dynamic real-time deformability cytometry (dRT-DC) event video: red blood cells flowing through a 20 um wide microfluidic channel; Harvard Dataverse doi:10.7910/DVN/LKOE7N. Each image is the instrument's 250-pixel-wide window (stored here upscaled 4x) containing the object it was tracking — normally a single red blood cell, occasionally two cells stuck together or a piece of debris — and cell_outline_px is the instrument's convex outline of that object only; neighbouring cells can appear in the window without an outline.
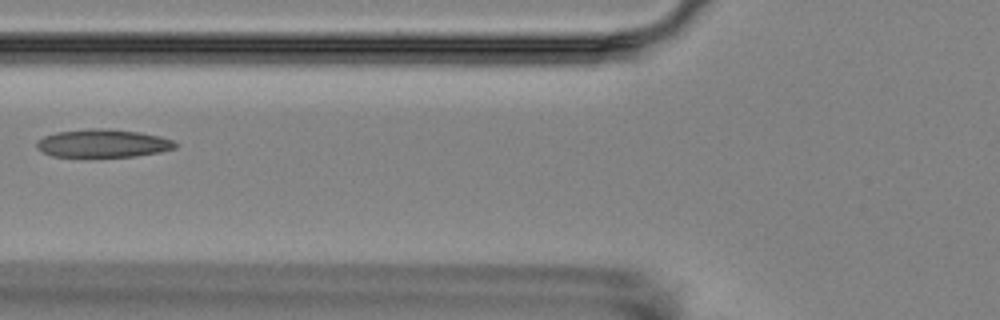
{"species": "Egyptian fruit bat (a non-hibernating species)", "species_latin": "Rousettus aegyptiacus", "temperature_condition": "room temperature", "stored_images_in_passage": 4, "camera_frame_rate_fps": 3000, "um_per_image_px": 0.085, "animal": {"sex": "female"}, "frame": {"image": 1, "passage_image": 3, "time_ms": 3.0, "image_size_px": [1000, 320], "cell_outline_px": [[176, 148], [160, 152], [136, 156], [52, 156], [36, 148], [36, 140], [44, 136], [56, 132], [88, 128], [108, 128], [140, 132], [160, 136], [172, 140], [176, 144]], "centroid_in_image_um": [8.73, 12.17], "position_along_channel_um": 117.1, "area_um2": 22.66}}